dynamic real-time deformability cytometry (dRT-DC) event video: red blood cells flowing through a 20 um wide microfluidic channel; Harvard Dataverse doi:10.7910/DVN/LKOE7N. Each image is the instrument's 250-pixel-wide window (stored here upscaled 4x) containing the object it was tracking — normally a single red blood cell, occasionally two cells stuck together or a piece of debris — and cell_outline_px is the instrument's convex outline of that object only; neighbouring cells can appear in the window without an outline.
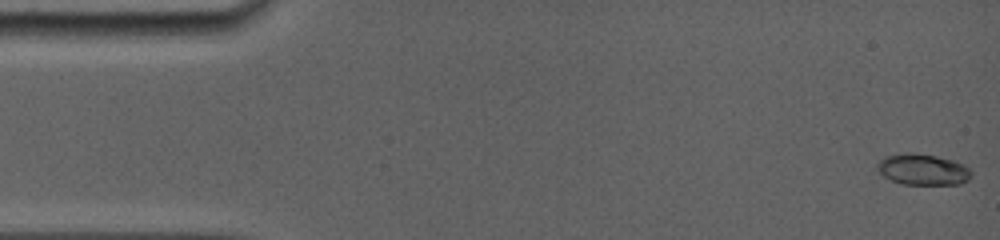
{"species": "common noctule bat (a hibernating species)", "species_latin": "Nyctalus noctula", "temperature_condition": "room temperature", "stored_images_in_passage": 29, "camera_frame_rate_fps": 5000, "um_per_image_px": 0.085, "animal": {"sex": "female", "body_mass_g": 19.0, "forearm_length_mm": 56.7}, "frame": {"image": 1, "passage_image": 1, "time_ms": 0.0, "image_size_px": [1000, 240], "cell_outline_px": [[972, 176], [968, 180], [960, 184], [904, 184], [892, 180], [884, 176], [876, 168], [876, 164], [884, 156], [908, 152], [912, 152], [936, 156], [952, 160], [968, 168], [972, 172]], "centroid_in_image_um": [78.42, 14.4], "position_along_channel_um": 6.6, "area_um2": 16.94}}
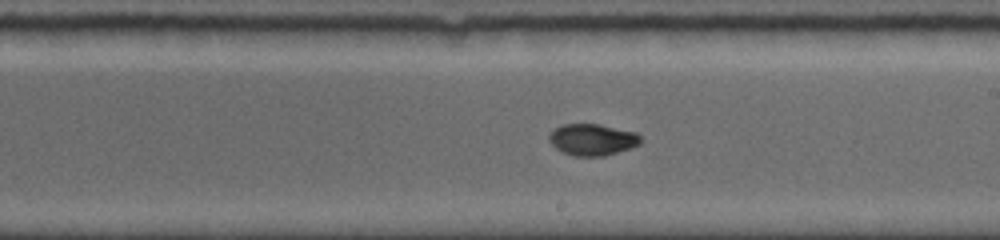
{"frame": {"image": 2, "passage_image": 14, "time_ms": 9.2, "image_size_px": [1000, 240], "cell_outline_px": [[640, 144], [604, 156], [572, 156], [560, 152], [548, 140], [548, 136], [556, 128], [564, 124], [600, 124], [636, 132], [640, 136]], "centroid_in_image_um": [50.33, 11.87], "position_along_channel_um": 238.7, "area_um2": 16.76}}
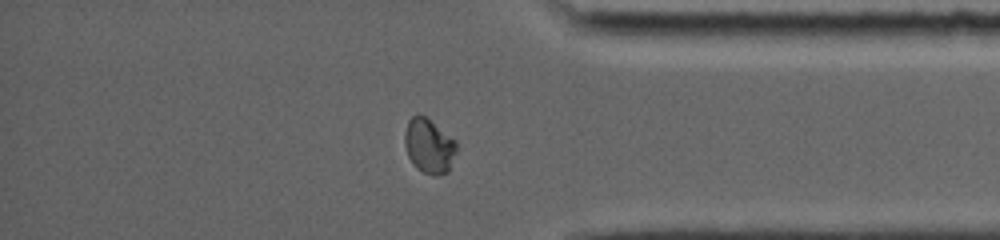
{"frame": {"image": 3, "passage_image": 23, "time_ms": 13.4, "image_size_px": [1000, 240], "cell_outline_px": [[456, 152], [448, 172], [436, 176], [432, 176], [416, 168], [412, 164], [408, 156], [404, 144], [404, 132], [408, 120], [416, 112], [424, 116], [456, 140]], "centroid_in_image_um": [36.44, 12.41], "position_along_channel_um": 398.8, "area_um2": 16.65}, "authors_computed_cell_mechanics": {"area_um2": 16.762, "velocity_mm_per_s": 3.8971, "shape_relaxation_time_tau1_ms": 7.6261, "shape_relaxation_time_tau2_ms": null, "deformation_change_tau1": 0.2098, "deformation_change_tau2": null}}